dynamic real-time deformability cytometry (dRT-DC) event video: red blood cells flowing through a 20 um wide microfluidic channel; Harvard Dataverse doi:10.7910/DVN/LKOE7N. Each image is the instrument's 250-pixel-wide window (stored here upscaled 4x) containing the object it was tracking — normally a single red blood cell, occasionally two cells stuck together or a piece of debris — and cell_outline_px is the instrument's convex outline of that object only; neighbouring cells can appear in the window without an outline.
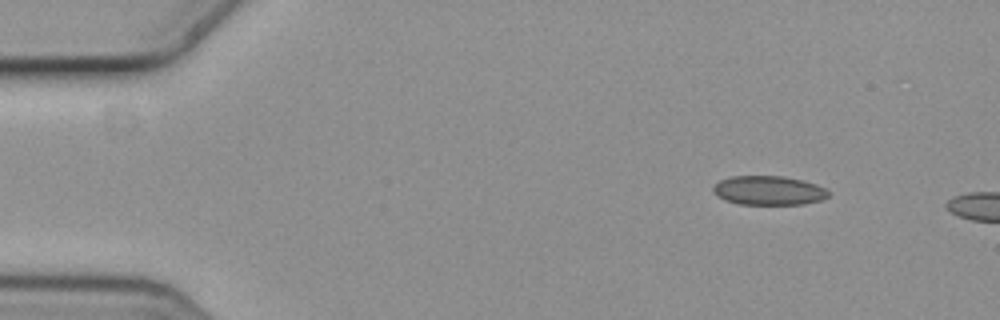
{"species": "common noctule bat (a hibernating species)", "species_latin": "Nyctalus noctula", "temperature_condition": "cold", "stored_images_in_passage": 2, "camera_frame_rate_fps": 3000, "um_per_image_px": 0.085, "animal": {"sex": "female", "body_mass_g": 19.3, "forearm_length_mm": 54.1}, "frame": {"image": 1, "passage_image": 1, "time_ms": 0.0, "image_size_px": [1000, 320], "cell_outline_px": [[828, 196], [820, 200], [804, 204], [740, 204], [724, 200], [716, 196], [712, 188], [720, 180], [732, 176], [784, 176], [816, 184], [824, 188], [828, 192]], "centroid_in_image_um": [65.3, 16.19], "position_along_channel_um": 19.7, "area_um2": 19.42}}